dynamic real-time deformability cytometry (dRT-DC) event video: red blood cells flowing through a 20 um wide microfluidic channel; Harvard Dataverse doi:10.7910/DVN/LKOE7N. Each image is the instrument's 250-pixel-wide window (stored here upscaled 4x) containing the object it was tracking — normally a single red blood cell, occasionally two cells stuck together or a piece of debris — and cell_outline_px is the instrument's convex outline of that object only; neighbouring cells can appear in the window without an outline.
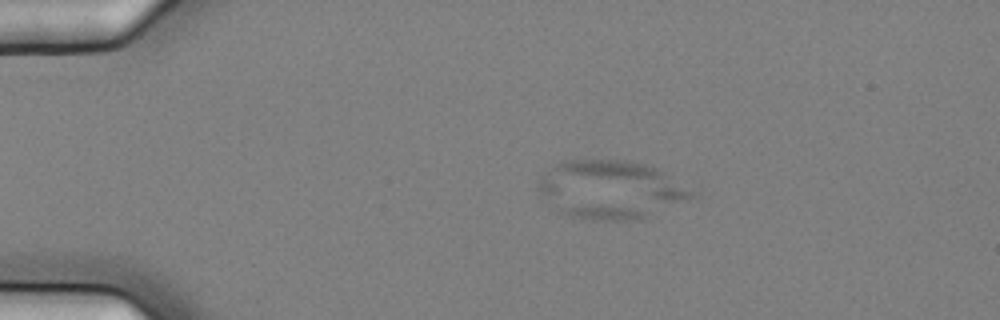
{"species": "common noctule bat (a hibernating species)", "species_latin": "Nyctalus noctula", "temperature_condition": "cold", "stored_images_in_passage": 6, "camera_frame_rate_fps": 3000, "um_per_image_px": 0.085, "animal": {"sex": "female", "body_mass_g": 25.1}, "frame": {"image": 1, "passage_image": 3, "time_ms": 0.667, "image_size_px": [1000, 320], "cell_outline_px": [[692, 196], [640, 220], [592, 220], [568, 216], [560, 212], [536, 188], [536, 184], [540, 176], [556, 164], [564, 160], [628, 160], [644, 164], [656, 168], [692, 192]], "centroid_in_image_um": [51.8, 16.11], "position_along_channel_um": 33.2, "area_um2": 51.15}}